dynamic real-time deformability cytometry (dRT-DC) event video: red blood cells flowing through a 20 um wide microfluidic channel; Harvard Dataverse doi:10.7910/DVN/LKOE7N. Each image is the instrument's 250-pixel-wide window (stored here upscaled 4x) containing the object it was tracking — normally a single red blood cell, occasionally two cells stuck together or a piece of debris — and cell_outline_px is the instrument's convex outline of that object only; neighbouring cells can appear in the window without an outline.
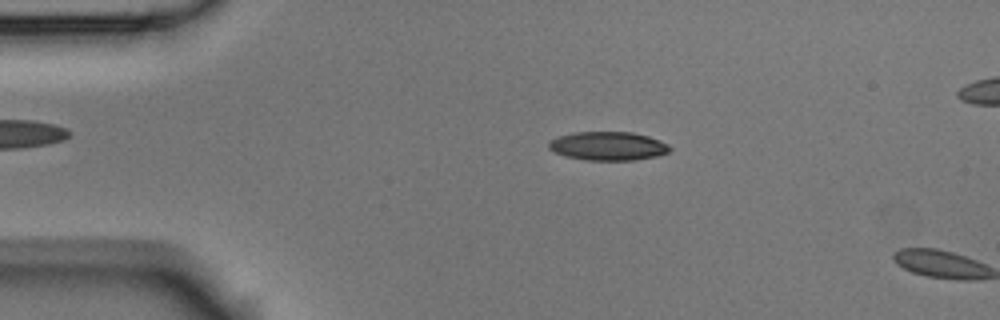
{"species": "Egyptian fruit bat (a non-hibernating species)", "species_latin": "Rousettus aegyptiacus", "temperature_condition": "room temperature", "stored_images_in_passage": 5, "camera_frame_rate_fps": 3000, "um_per_image_px": 0.085, "animal": {"sex": "male"}, "frame": {"image": 1, "passage_image": 4, "time_ms": 1.0, "image_size_px": [1000, 320], "cell_outline_px": [[672, 148], [668, 152], [656, 156], [632, 160], [584, 160], [564, 156], [548, 148], [548, 144], [556, 136], [572, 132], [632, 132], [648, 136], [668, 144]], "centroid_in_image_um": [51.66, 12.41], "position_along_channel_um": 33.3, "area_um2": 20.23}}